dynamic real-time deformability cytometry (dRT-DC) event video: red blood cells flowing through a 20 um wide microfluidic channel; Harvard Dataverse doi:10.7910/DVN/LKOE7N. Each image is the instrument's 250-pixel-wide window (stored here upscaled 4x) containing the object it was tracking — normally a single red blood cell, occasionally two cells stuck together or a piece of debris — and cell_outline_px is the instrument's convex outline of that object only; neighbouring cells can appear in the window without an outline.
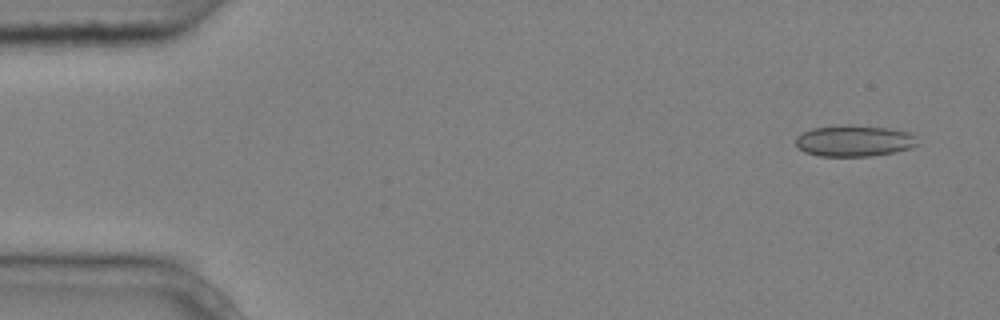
{"species": "common noctule bat (a hibernating species)", "species_latin": "Nyctalus noctula", "temperature_condition": "cold", "stored_images_in_passage": 5, "camera_frame_rate_fps": 3000, "um_per_image_px": 0.085, "animal": {"sex": "male", "body_mass_g": 20.4}, "frame": {"image": 1, "passage_image": 1, "time_ms": 0.0, "image_size_px": [1000, 320], "cell_outline_px": [[920, 144], [912, 148], [872, 156], [820, 156], [804, 152], [796, 144], [796, 136], [812, 128], [848, 124], [888, 128], [912, 132], [916, 136]], "centroid_in_image_um": [72.66, 11.96], "position_along_channel_um": 12.3, "area_um2": 22.43}}
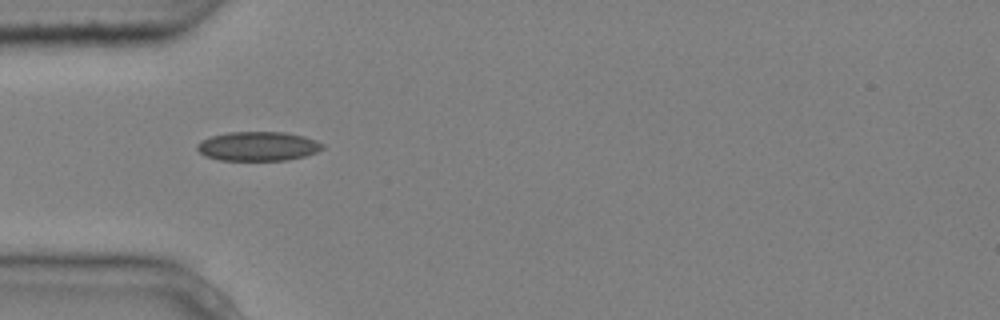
{"frame": {"image": 2, "passage_image": 4, "time_ms": 1.0, "image_size_px": [1000, 320], "cell_outline_px": [[324, 148], [316, 152], [304, 156], [288, 160], [220, 160], [204, 156], [196, 148], [196, 144], [200, 140], [212, 136], [228, 132], [284, 132], [304, 136], [316, 140], [324, 144]], "centroid_in_image_um": [21.92, 12.43], "position_along_channel_um": 63.1, "area_um2": 21.44}}
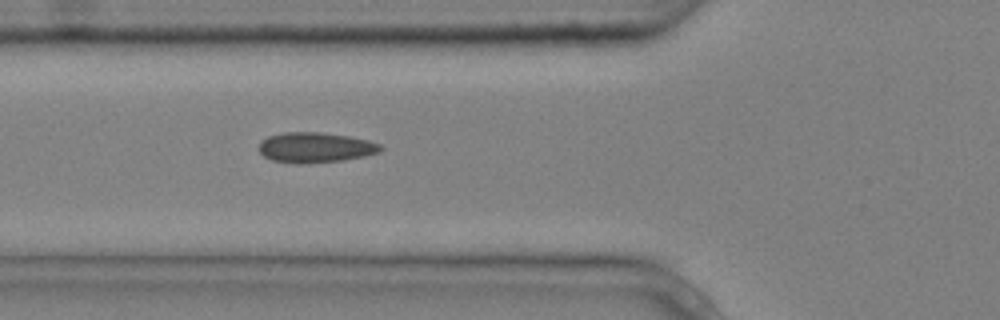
{"frame": {"image": 3, "passage_image": 5, "time_ms": 1.333, "image_size_px": [1000, 320], "cell_outline_px": [[384, 148], [380, 152], [364, 156], [340, 160], [296, 164], [272, 160], [264, 156], [260, 152], [260, 140], [268, 136], [284, 132], [320, 132], [348, 136], [368, 140], [380, 144]], "centroid_in_image_um": [26.8, 12.53], "position_along_channel_um": 99.0, "area_um2": 21.33}}